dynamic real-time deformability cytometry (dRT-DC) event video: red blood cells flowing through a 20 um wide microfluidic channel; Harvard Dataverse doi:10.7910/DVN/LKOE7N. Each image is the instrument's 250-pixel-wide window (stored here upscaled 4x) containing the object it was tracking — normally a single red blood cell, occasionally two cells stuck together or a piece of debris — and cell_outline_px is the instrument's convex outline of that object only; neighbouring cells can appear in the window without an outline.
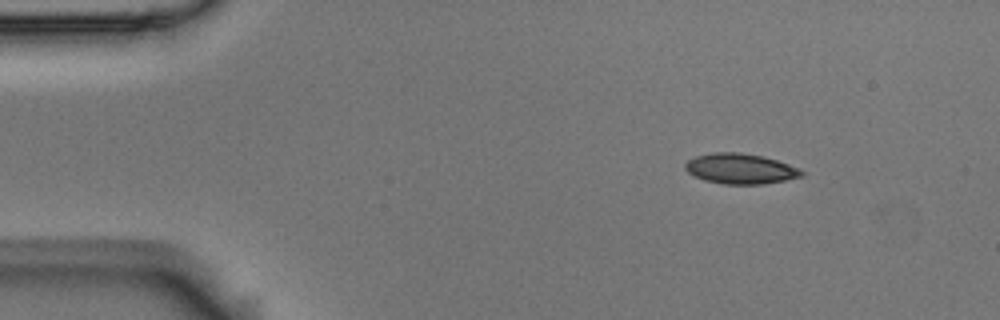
{"species": "Egyptian fruit bat (a non-hibernating species)", "species_latin": "Rousettus aegyptiacus", "temperature_condition": "room temperature", "stored_images_in_passage": 3, "camera_frame_rate_fps": 3000, "um_per_image_px": 0.085, "animal": {"sex": "male"}, "frame": {"image": 1, "passage_image": 1, "time_ms": 0.0, "image_size_px": [1000, 320], "cell_outline_px": [[804, 176], [764, 184], [724, 184], [704, 180], [688, 172], [684, 168], [684, 164], [688, 160], [696, 156], [712, 152], [740, 152], [764, 156], [800, 168], [804, 172]], "centroid_in_image_um": [62.94, 14.33], "position_along_channel_um": 22.1, "area_um2": 20.63}}
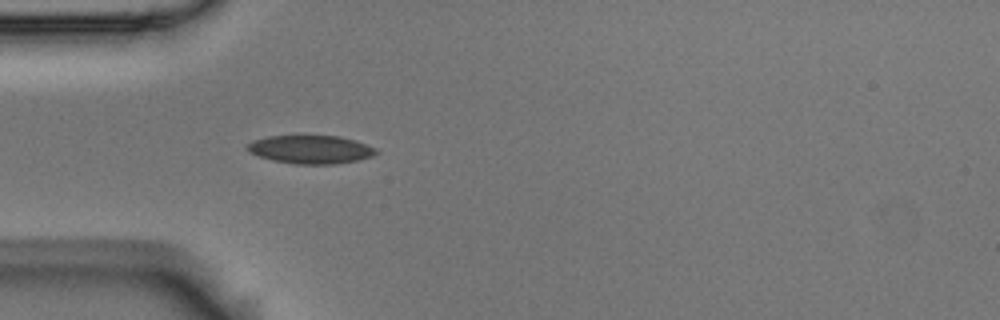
{"frame": {"image": 2, "passage_image": 3, "time_ms": 0.667, "image_size_px": [1000, 320], "cell_outline_px": [[380, 152], [372, 156], [356, 160], [336, 164], [296, 164], [272, 160], [248, 152], [248, 144], [252, 140], [268, 136], [296, 132], [300, 132], [340, 136], [356, 140], [376, 148]], "centroid_in_image_um": [26.39, 12.64], "position_along_channel_um": 58.6, "area_um2": 22.31}}